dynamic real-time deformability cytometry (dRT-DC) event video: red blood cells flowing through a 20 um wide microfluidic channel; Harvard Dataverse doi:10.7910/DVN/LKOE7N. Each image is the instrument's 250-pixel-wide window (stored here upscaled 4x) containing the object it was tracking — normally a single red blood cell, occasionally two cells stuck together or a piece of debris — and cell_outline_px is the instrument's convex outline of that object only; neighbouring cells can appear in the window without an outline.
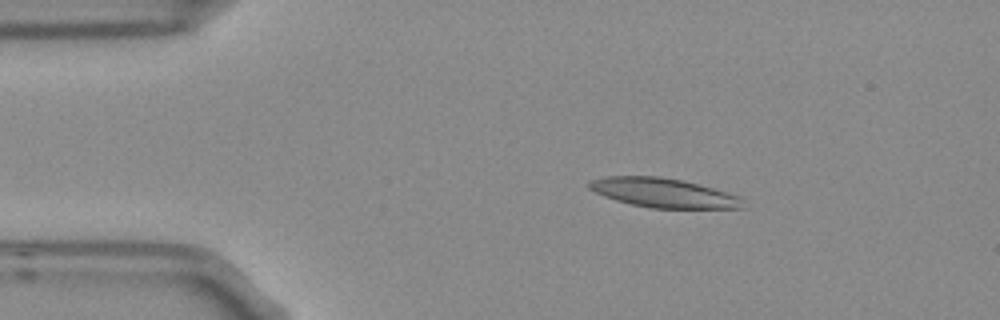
{"species": "Egyptian fruit bat (a non-hibernating species)", "species_latin": "Rousettus aegyptiacus", "temperature_condition": "room temperature", "stored_images_in_passage": 8, "camera_frame_rate_fps": 3000, "um_per_image_px": 0.085, "frame": {"image": 1, "passage_image": 2, "time_ms": 0.333, "image_size_px": [1000, 320], "cell_outline_px": [[744, 208], [652, 208], [632, 204], [616, 200], [604, 196], [588, 188], [588, 180], [608, 176], [660, 176], [680, 180], [712, 188], [740, 196], [744, 200]], "centroid_in_image_um": [56.38, 16.39], "position_along_channel_um": 28.6, "area_um2": 26.07}}
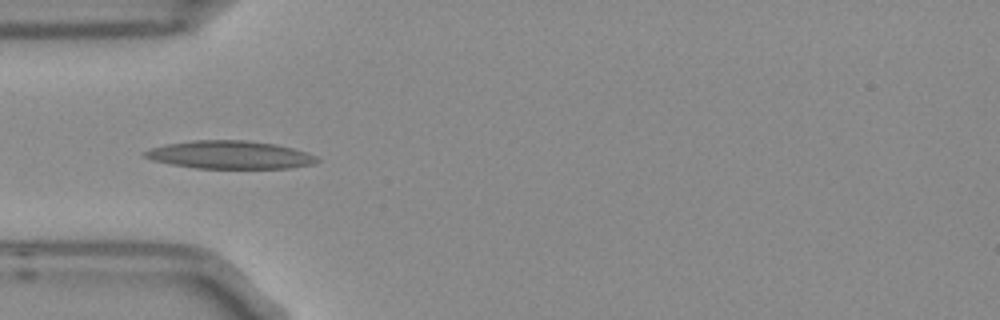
{"frame": {"image": 2, "passage_image": 4, "time_ms": 1.0, "image_size_px": [1000, 320], "cell_outline_px": [[320, 160], [312, 164], [288, 168], [196, 168], [172, 164], [152, 160], [144, 156], [140, 152], [152, 148], [168, 144], [192, 140], [244, 140], [276, 144], [308, 152], [316, 156]], "centroid_in_image_um": [19.54, 13.16], "position_along_channel_um": 65.5, "area_um2": 27.98}}
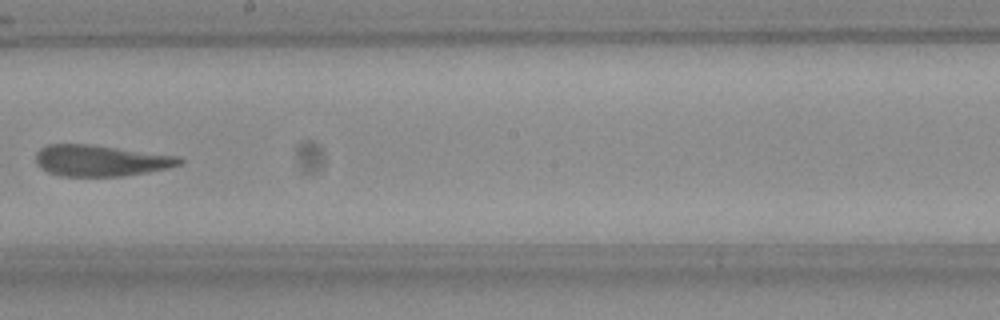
{"frame": {"image": 3, "passage_image": 8, "time_ms": 2.333, "image_size_px": [1000, 320], "cell_outline_px": [[184, 160], [180, 164], [168, 168], [148, 172], [120, 176], [60, 176], [48, 172], [40, 168], [36, 164], [36, 152], [40, 148], [48, 144], [88, 144], [180, 156]], "centroid_in_image_um": [8.54, 13.65], "position_along_channel_um": 239.7, "area_um2": 26.18}}